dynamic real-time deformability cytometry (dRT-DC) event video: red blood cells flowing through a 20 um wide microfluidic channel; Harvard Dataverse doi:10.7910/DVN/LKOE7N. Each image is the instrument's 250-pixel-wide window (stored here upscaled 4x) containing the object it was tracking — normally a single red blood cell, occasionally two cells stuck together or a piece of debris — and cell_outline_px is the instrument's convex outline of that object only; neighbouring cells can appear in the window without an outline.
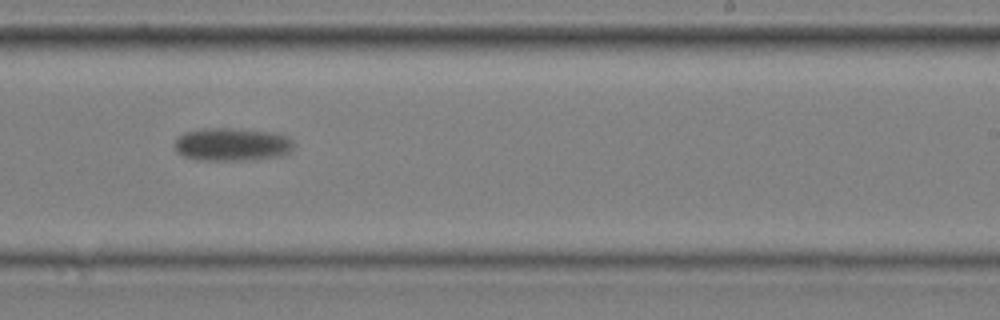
{"species": "common noctule bat (a hibernating species)", "species_latin": "Nyctalus noctula", "temperature_condition": "cold", "stored_images_in_passage": 11, "camera_frame_rate_fps": 3000, "um_per_image_px": 0.085, "animal": {"sex": "male", "body_mass_g": 20.4}, "frame": {"image": 1, "passage_image": 10, "time_ms": 3.0, "image_size_px": [1000, 320], "cell_outline_px": [[296, 144], [292, 152], [280, 156], [252, 160], [196, 160], [184, 156], [176, 152], [172, 144], [184, 132], [208, 128], [236, 128], [280, 132], [288, 136]], "centroid_in_image_um": [19.79, 12.27], "position_along_channel_um": 269.2, "area_um2": 23.64}}
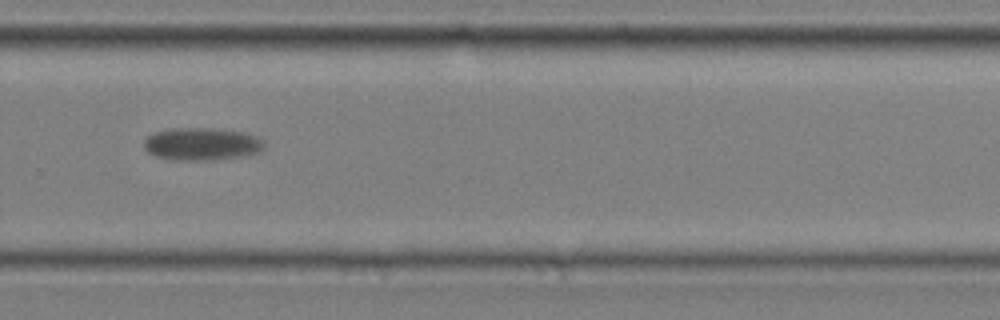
{"frame": {"image": 2, "passage_image": 11, "time_ms": 3.333, "image_size_px": [1000, 320], "cell_outline_px": [[264, 148], [260, 152], [244, 156], [212, 160], [176, 160], [156, 156], [148, 152], [144, 148], [144, 140], [152, 132], [168, 128], [212, 128], [244, 132], [256, 136], [264, 140]], "centroid_in_image_um": [17.15, 12.23], "position_along_channel_um": 312.6, "area_um2": 23.12}}